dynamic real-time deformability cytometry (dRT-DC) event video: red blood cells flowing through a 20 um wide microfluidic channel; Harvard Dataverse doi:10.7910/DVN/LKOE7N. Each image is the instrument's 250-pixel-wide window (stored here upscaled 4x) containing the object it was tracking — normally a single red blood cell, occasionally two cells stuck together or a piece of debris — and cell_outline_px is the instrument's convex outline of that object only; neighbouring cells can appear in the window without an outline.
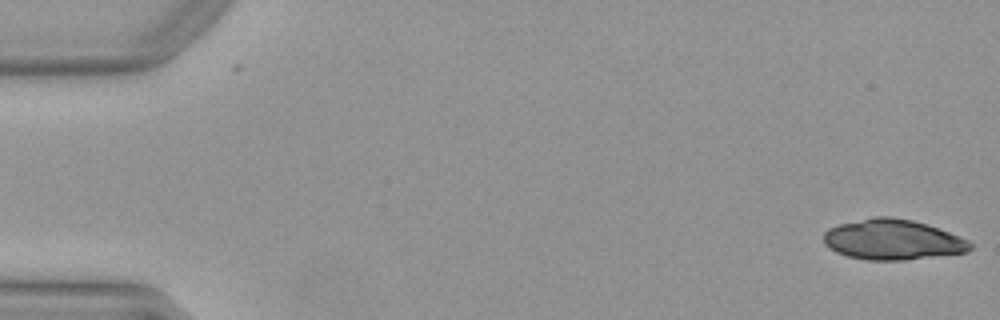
{"species": "Egyptian fruit bat (a non-hibernating species)", "species_latin": "Rousettus aegyptiacus", "temperature_condition": "warm", "stored_images_in_passage": 20, "camera_frame_rate_fps": 3000, "um_per_image_px": 0.085, "animal": {"sex": "female"}, "frame": {"image": 1, "passage_image": 1, "time_ms": 0.0, "image_size_px": [1000, 320], "cell_outline_px": [[972, 248], [968, 252], [904, 260], [868, 260], [848, 256], [836, 252], [824, 244], [824, 232], [828, 228], [836, 224], [872, 216], [888, 216], [912, 220], [948, 232], [968, 240], [972, 244]], "centroid_in_image_um": [75.83, 20.36], "position_along_channel_um": 9.2, "area_um2": 34.45}}